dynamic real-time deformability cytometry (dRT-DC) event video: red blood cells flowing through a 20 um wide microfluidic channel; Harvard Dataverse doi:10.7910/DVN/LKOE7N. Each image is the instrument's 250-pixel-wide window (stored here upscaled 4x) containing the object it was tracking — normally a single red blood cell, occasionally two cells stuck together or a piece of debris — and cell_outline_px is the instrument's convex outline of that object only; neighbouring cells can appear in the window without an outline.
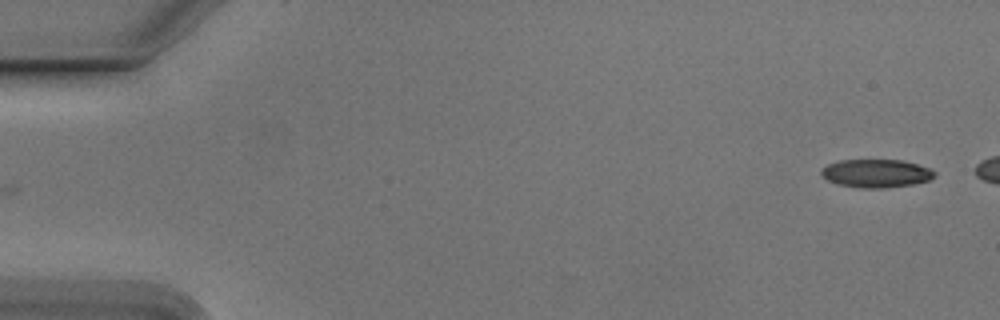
{"species": "Egyptian fruit bat (a non-hibernating species)", "species_latin": "Rousettus aegyptiacus", "temperature_condition": "cold", "stored_images_in_passage": 13, "camera_frame_rate_fps": 3000, "um_per_image_px": 0.085, "animal": {"sex": "male"}, "frame": {"image": 1, "passage_image": 1, "time_ms": 0.0, "image_size_px": [1000, 320], "cell_outline_px": [[936, 176], [928, 180], [912, 184], [880, 188], [860, 188], [836, 184], [828, 180], [820, 172], [820, 168], [828, 164], [840, 160], [904, 160], [932, 168], [936, 172]], "centroid_in_image_um": [74.49, 14.72], "position_along_channel_um": 10.5, "area_um2": 18.73}}